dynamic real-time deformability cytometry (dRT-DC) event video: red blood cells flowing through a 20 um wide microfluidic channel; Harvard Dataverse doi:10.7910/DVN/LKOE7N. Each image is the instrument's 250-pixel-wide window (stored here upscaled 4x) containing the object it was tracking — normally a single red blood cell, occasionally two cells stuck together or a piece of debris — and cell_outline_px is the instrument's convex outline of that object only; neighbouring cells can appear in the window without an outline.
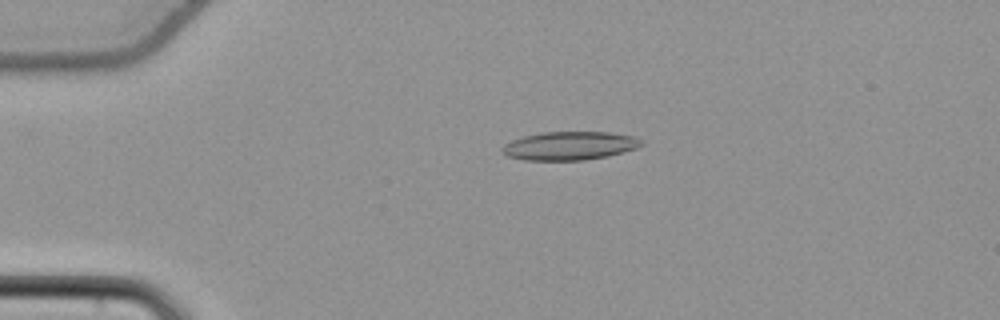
{"species": "common noctule bat (a hibernating species)", "species_latin": "Nyctalus noctula", "temperature_condition": "cold", "stored_images_in_passage": 55, "camera_frame_rate_fps": 3000, "um_per_image_px": 0.085, "animal": {"sex": "female", "body_mass_g": 22.7, "forearm_length_mm": 54.2}, "frame": {"image": 1, "passage_image": 13, "time_ms": 4.0, "image_size_px": [1000, 320], "cell_outline_px": [[644, 144], [636, 148], [608, 156], [584, 160], [524, 160], [508, 156], [500, 148], [504, 144], [512, 140], [524, 136], [544, 132], [608, 132], [636, 136], [644, 140]], "centroid_in_image_um": [48.46, 12.38], "position_along_channel_um": 36.5, "area_um2": 23.12}}
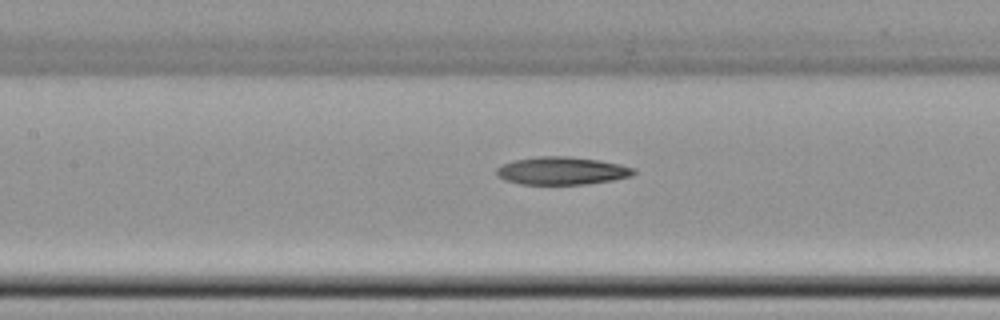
{"frame": {"image": 2, "passage_image": 26, "time_ms": 8.333, "image_size_px": [1000, 320], "cell_outline_px": [[636, 172], [632, 176], [612, 180], [584, 184], [520, 184], [504, 180], [496, 176], [496, 168], [512, 160], [540, 156], [568, 156], [600, 160], [620, 164], [636, 168]], "centroid_in_image_um": [47.75, 14.51], "position_along_channel_um": 159.6, "area_um2": 22.37}}
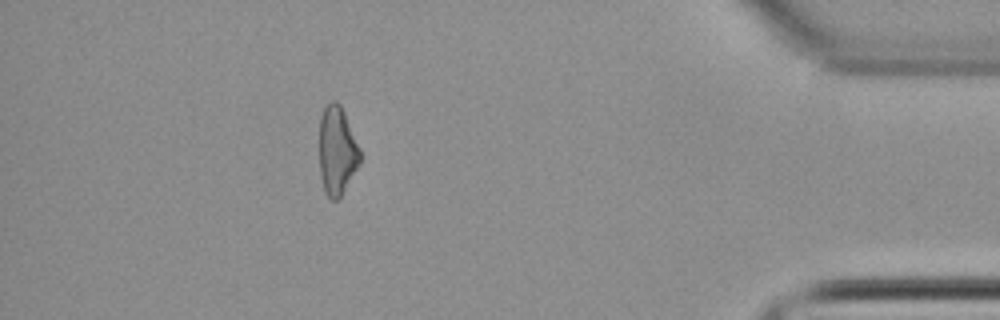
{"frame": {"image": 3, "passage_image": 49, "time_ms": 16.0, "image_size_px": [1000, 320], "cell_outline_px": [[360, 164], [340, 200], [332, 200], [324, 192], [320, 176], [320, 116], [324, 108], [332, 100], [336, 100], [340, 104], [344, 112], [360, 148]], "centroid_in_image_um": [28.65, 12.85], "position_along_channel_um": 406.5, "area_um2": 21.27}, "authors_computed_cell_mechanics": {"area_um2": 22.6576, "velocity_mm_per_s": 3.8509, "shape_relaxation_time_tau1_ms": 7.5336, "shape_relaxation_time_tau2_ms": null, "deformation_change_tau1": 0.1959, "deformation_change_tau2": null}}